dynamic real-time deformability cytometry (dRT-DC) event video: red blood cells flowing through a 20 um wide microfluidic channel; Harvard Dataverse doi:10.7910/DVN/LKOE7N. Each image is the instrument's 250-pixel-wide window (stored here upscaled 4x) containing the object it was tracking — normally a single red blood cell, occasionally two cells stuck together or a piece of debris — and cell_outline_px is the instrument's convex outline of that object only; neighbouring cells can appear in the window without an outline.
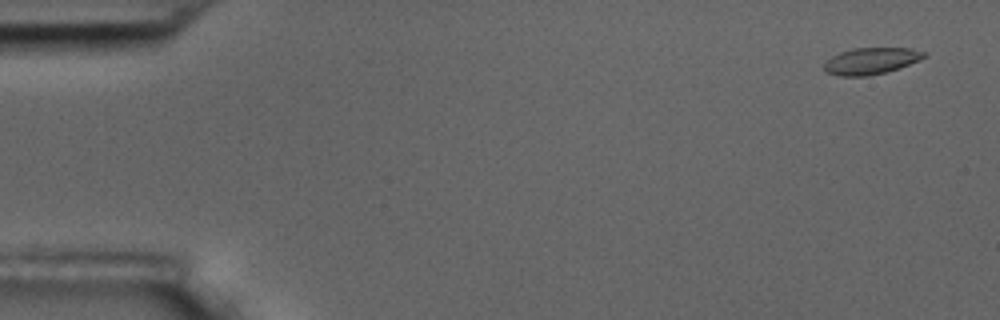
{"species": "common noctule bat (a hibernating species)", "species_latin": "Nyctalus noctula", "temperature_condition": "room temperature", "stored_images_in_passage": 6, "camera_frame_rate_fps": 3000, "um_per_image_px": 0.085, "animal": {"sex": "male", "body_mass_g": 17.5, "forearm_length_mm": 52.3}, "frame": {"image": 1, "passage_image": 1, "time_ms": 0.0, "image_size_px": [1000, 320], "cell_outline_px": [[924, 56], [920, 60], [900, 68], [868, 76], [840, 76], [828, 72], [824, 68], [824, 64], [832, 56], [840, 52], [852, 48], [912, 48], [924, 52]], "centroid_in_image_um": [74.04, 5.18], "position_along_channel_um": 11.0, "area_um2": 15.32}}
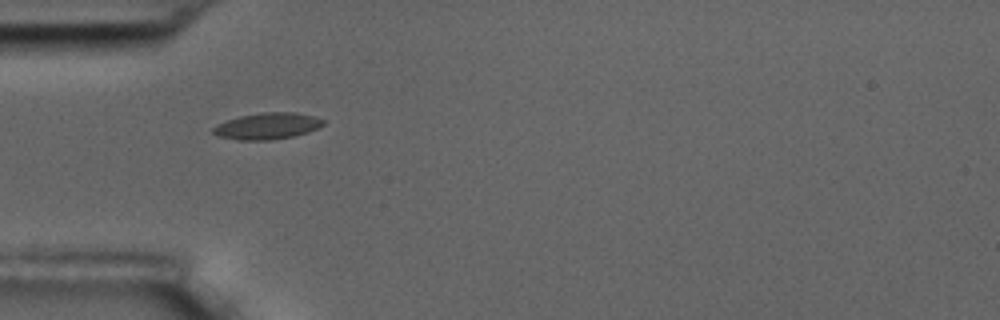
{"frame": {"image": 2, "passage_image": 5, "time_ms": 5.0, "image_size_px": [1000, 320], "cell_outline_px": [[324, 124], [308, 132], [292, 136], [272, 140], [236, 140], [220, 136], [212, 132], [212, 128], [228, 120], [240, 116], [264, 112], [296, 112], [312, 116], [324, 120]], "centroid_in_image_um": [22.73, 10.71], "position_along_channel_um": 62.3, "area_um2": 16.7}}